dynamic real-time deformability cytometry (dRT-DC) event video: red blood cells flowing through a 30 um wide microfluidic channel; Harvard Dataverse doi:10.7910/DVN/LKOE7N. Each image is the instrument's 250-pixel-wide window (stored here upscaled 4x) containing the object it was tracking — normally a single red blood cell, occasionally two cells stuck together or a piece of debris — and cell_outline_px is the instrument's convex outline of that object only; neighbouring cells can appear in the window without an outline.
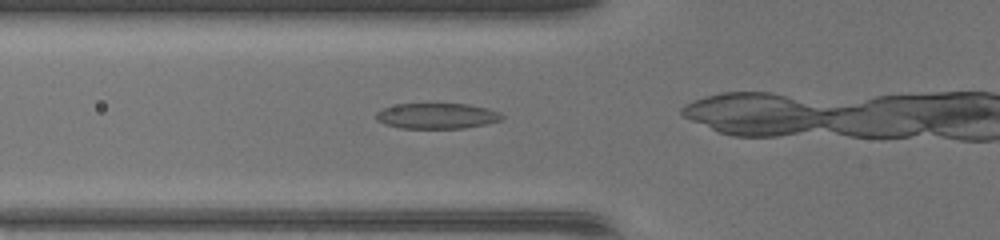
{"species": "common noctule bat (a hibernating species)", "species_latin": "Nyctalus noctula", "temperature_condition": "warm", "stored_images_in_passage": 9, "camera_frame_rate_fps": 3000, "um_per_image_px": 0.085, "animal": {"sex": "female", "body_mass_g": 17.0, "forearm_length_mm": 48.0}, "frame": {"image": 1, "passage_image": 2, "time_ms": 0.333, "image_size_px": [1000, 240], "cell_outline_px": [[504, 116], [500, 120], [484, 124], [464, 128], [400, 128], [384, 124], [376, 120], [376, 112], [380, 108], [396, 104], [468, 104], [488, 108], [500, 112]], "centroid_in_image_um": [37.09, 9.85], "position_along_channel_um": 88.7, "area_um2": 18.84}}
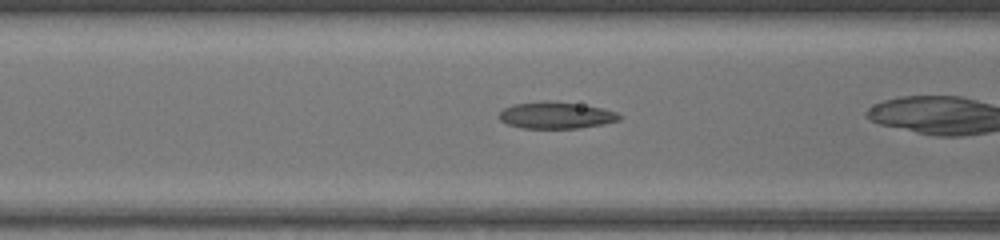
{"frame": {"image": 2, "passage_image": 4, "time_ms": 1.0, "image_size_px": [1000, 240], "cell_outline_px": [[624, 116], [620, 120], [604, 124], [580, 128], [524, 128], [508, 124], [500, 120], [496, 116], [504, 108], [512, 104], [540, 100], [548, 100], [580, 104], [600, 108], [616, 112]], "centroid_in_image_um": [47.25, 9.79], "position_along_channel_um": 119.4, "area_um2": 18.96}}